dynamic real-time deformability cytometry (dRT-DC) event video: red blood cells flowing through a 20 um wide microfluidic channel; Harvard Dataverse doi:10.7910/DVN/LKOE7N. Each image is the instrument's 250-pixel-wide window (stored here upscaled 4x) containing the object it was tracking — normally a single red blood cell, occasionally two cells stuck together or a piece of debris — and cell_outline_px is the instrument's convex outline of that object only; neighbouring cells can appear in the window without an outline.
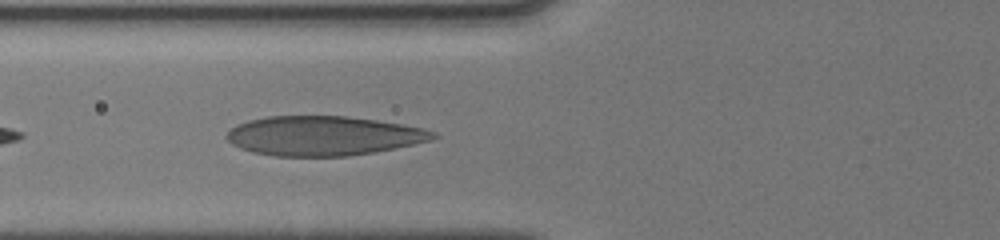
{"species": "human", "species_latin": "Homo sapiens", "temperature_condition": "cold", "stored_images_in_passage": 3, "camera_frame_rate_fps": 3000, "um_per_image_px": 0.085, "donor": {"sex": "male"}, "frame": {"image": 1, "passage_image": 3, "time_ms": 0.667, "image_size_px": [1000, 240], "cell_outline_px": [[440, 136], [428, 140], [412, 144], [372, 152], [348, 156], [272, 156], [252, 152], [240, 148], [232, 144], [224, 136], [236, 124], [248, 120], [268, 116], [344, 116], [376, 120], [400, 124], [420, 128], [436, 132]], "centroid_in_image_um": [27.41, 11.54], "position_along_channel_um": 98.4, "area_um2": 47.16}}